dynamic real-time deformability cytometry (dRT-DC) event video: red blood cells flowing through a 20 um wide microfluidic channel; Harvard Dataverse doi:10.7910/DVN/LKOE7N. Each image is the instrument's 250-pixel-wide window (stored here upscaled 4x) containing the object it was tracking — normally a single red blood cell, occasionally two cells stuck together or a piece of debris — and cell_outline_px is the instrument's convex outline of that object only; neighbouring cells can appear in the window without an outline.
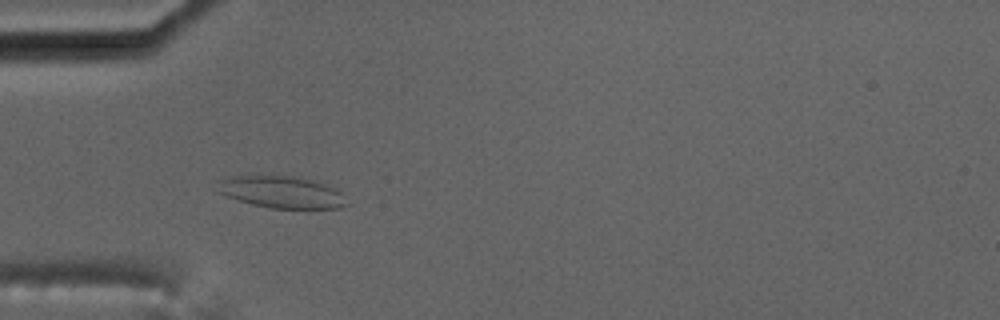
{"species": "common noctule bat (a hibernating species)", "species_latin": "Nyctalus noctula", "temperature_condition": "cold", "stored_images_in_passage": 3, "camera_frame_rate_fps": 3000, "um_per_image_px": 0.085, "animal": {"sex": "male", "body_mass_g": 17.5, "forearm_length_mm": 52.3}, "frame": {"image": 1, "passage_image": 2, "time_ms": 1.0, "image_size_px": [1000, 320], "cell_outline_px": [[352, 204], [340, 208], [268, 208], [252, 204], [224, 196], [216, 192], [220, 180], [224, 176], [268, 172], [292, 176], [312, 180], [336, 188]], "centroid_in_image_um": [23.87, 16.28], "position_along_channel_um": 61.1, "area_um2": 25.26}}